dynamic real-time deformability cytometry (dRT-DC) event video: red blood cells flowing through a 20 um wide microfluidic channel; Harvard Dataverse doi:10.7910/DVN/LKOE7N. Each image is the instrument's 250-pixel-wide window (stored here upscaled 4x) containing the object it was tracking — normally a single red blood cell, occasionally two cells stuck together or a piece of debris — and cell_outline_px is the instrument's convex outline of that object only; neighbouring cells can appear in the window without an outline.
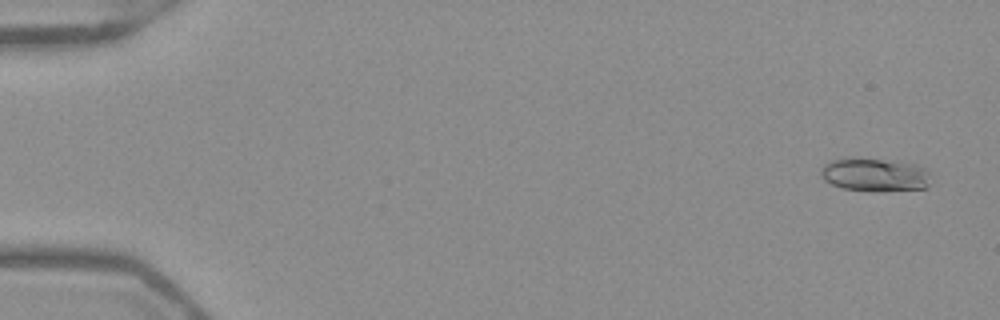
{"species": "Egyptian fruit bat (a non-hibernating species)", "species_latin": "Rousettus aegyptiacus", "temperature_condition": "warm", "stored_images_in_passage": 53, "camera_frame_rate_fps": 3000, "um_per_image_px": 0.085, "frame": {"image": 1, "passage_image": 3, "time_ms": 0.667, "image_size_px": [1000, 320], "cell_outline_px": [[928, 184], [924, 188], [876, 192], [840, 188], [824, 180], [820, 172], [820, 168], [824, 164], [832, 160], [852, 156], [896, 160], [916, 164], [924, 168], [928, 172]], "centroid_in_image_um": [74.3, 14.83], "position_along_channel_um": 10.7, "area_um2": 21.91}}
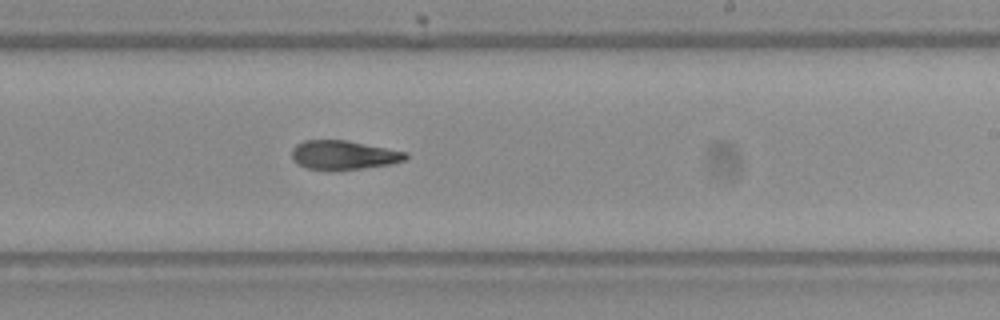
{"frame": {"image": 2, "passage_image": 33, "time_ms": 10.667, "image_size_px": [1000, 320], "cell_outline_px": [[408, 156], [404, 160], [392, 164], [360, 168], [308, 168], [296, 164], [292, 160], [292, 148], [296, 144], [304, 140], [348, 140], [408, 152]], "centroid_in_image_um": [29.21, 13.14], "position_along_channel_um": 259.8, "area_um2": 18.96}}
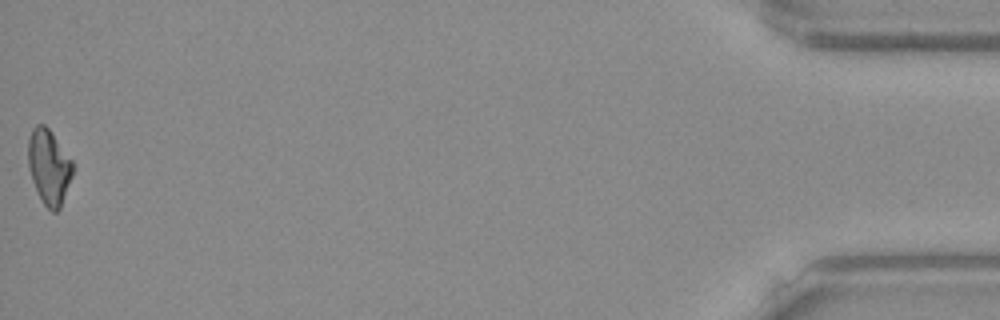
{"frame": {"image": 3, "passage_image": 53, "time_ms": 17.333, "image_size_px": [1000, 320], "cell_outline_px": [[72, 176], [60, 208], [56, 212], [52, 212], [44, 204], [32, 180], [28, 168], [28, 140], [32, 128], [36, 124], [44, 124], [48, 128], [72, 160]], "centroid_in_image_um": [4.14, 14.17], "position_along_channel_um": 431.1, "area_um2": 19.25}, "authors_computed_cell_mechanics": {"area_um2": 19.7676, "velocity_mm_per_s": 3.9464, "shape_relaxation_time_tau1_ms": 9.934, "shape_relaxation_time_tau2_ms": 3.4871, "deformation_change_tau1": 0.2403, "deformation_change_tau2": 0.0924}}